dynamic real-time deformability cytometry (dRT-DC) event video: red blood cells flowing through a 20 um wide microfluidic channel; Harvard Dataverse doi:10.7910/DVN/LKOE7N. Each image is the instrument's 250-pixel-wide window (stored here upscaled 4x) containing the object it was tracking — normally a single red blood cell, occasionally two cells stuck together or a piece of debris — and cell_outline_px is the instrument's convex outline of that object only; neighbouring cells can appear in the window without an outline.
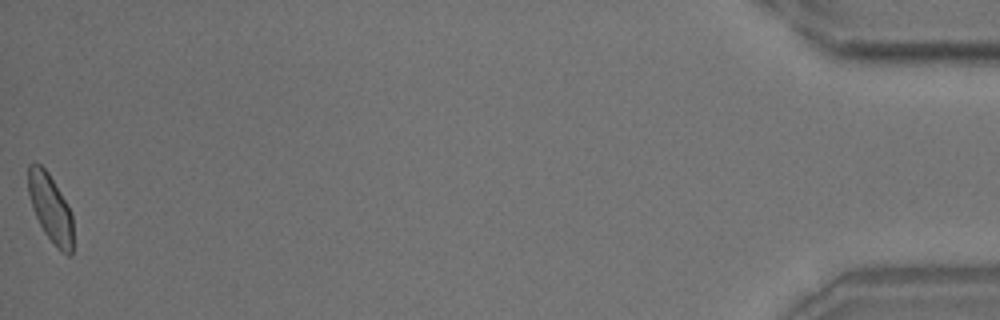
{"species": "common noctule bat (a hibernating species)", "species_latin": "Nyctalus noctula", "temperature_condition": "room temperature", "stored_images_in_passage": 55, "camera_frame_rate_fps": 3000, "um_per_image_px": 0.085, "animal": {"sex": "male", "body_mass_g": 18.8}, "frame": {"image": 1, "passage_image": 55, "time_ms": 18.0, "image_size_px": [1000, 320], "cell_outline_px": [[72, 256], [68, 256], [60, 252], [56, 248], [44, 232], [32, 208], [28, 192], [28, 164], [32, 160], [40, 164], [48, 172], [68, 204], [72, 216]], "centroid_in_image_um": [4.28, 17.69], "position_along_channel_um": 430.9, "area_um2": 17.98}, "authors_computed_cell_mechanics": {"area_um2": 18.3804, "velocity_mm_per_s": 3.6642, "shape_relaxation_time_tau1_ms": 5.0591, "shape_relaxation_time_tau2_ms": 2.0844, "deformation_change_tau1": 0.1078, "deformation_change_tau2": 0.0665}}